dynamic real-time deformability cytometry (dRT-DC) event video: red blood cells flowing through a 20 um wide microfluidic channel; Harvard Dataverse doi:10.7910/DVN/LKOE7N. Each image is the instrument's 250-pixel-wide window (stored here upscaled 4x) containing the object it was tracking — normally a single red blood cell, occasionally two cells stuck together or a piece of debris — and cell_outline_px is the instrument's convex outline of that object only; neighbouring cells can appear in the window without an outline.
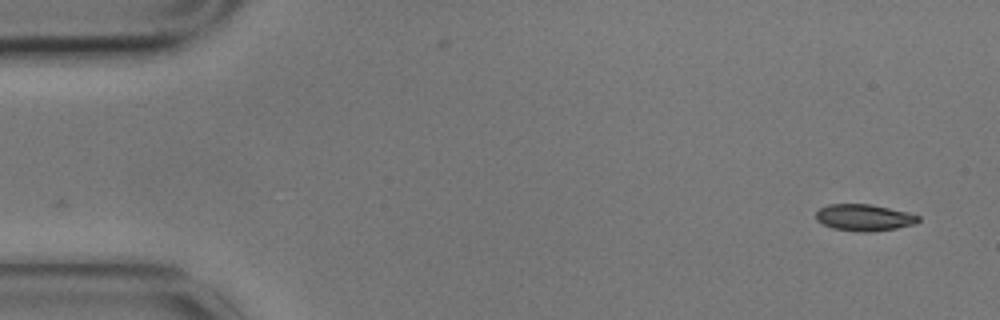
{"species": "common noctule bat (a hibernating species)", "species_latin": "Nyctalus noctula", "temperature_condition": "cold", "stored_images_in_passage": 2, "camera_frame_rate_fps": 3000, "um_per_image_px": 0.085, "animal": {"sex": "male", "body_mass_g": 17.9}, "frame": {"image": 1, "passage_image": 2, "time_ms": 0.333, "image_size_px": [1000, 320], "cell_outline_px": [[920, 220], [916, 224], [896, 228], [868, 232], [860, 232], [832, 228], [816, 220], [816, 212], [820, 208], [828, 204], [872, 204], [908, 212], [920, 216]], "centroid_in_image_um": [73.47, 18.49], "position_along_channel_um": 11.5, "area_um2": 15.95}}